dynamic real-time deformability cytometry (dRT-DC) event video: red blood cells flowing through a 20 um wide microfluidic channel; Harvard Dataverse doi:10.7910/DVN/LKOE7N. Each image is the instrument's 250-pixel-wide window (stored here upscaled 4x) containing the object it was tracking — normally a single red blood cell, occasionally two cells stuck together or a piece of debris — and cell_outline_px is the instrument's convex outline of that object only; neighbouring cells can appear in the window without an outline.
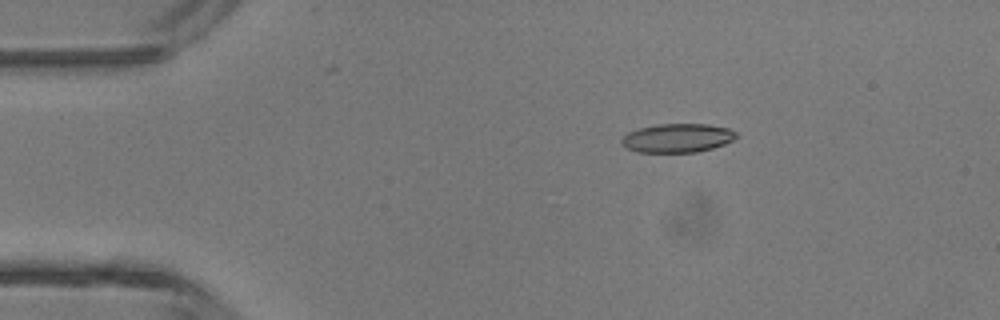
{"species": "common noctule bat (a hibernating species)", "species_latin": "Nyctalus noctula", "temperature_condition": "room temperature", "stored_images_in_passage": 3, "camera_frame_rate_fps": 3000, "um_per_image_px": 0.085, "animal": {"sex": "male", "body_mass_g": 13.3}, "frame": {"image": 1, "passage_image": 1, "time_ms": 0.0, "image_size_px": [1000, 320], "cell_outline_px": [[736, 136], [732, 140], [724, 144], [712, 148], [696, 152], [636, 152], [628, 148], [620, 140], [628, 132], [640, 128], [656, 124], [708, 124], [728, 128], [736, 132]], "centroid_in_image_um": [57.58, 11.73], "position_along_channel_um": 27.4, "area_um2": 19.07}}
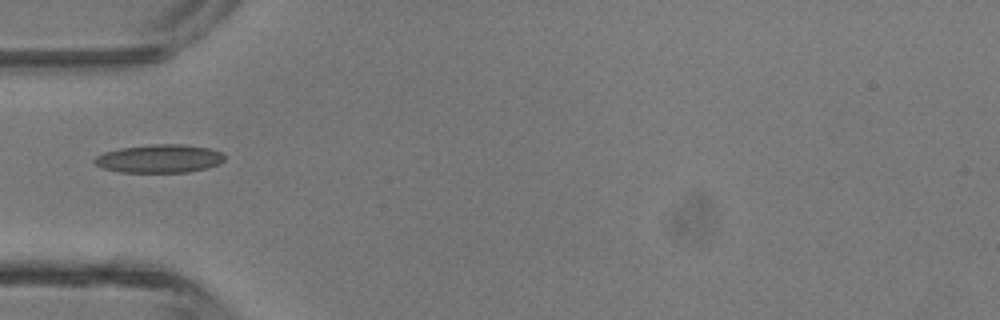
{"frame": {"image": 2, "passage_image": 3, "time_ms": 2.333, "image_size_px": [1000, 320], "cell_outline_px": [[224, 160], [220, 164], [208, 168], [188, 172], [120, 172], [104, 168], [96, 164], [92, 160], [96, 156], [104, 152], [120, 148], [152, 144], [184, 144], [208, 148], [224, 152]], "centroid_in_image_um": [13.58, 13.48], "position_along_channel_um": 71.4, "area_um2": 21.56}}